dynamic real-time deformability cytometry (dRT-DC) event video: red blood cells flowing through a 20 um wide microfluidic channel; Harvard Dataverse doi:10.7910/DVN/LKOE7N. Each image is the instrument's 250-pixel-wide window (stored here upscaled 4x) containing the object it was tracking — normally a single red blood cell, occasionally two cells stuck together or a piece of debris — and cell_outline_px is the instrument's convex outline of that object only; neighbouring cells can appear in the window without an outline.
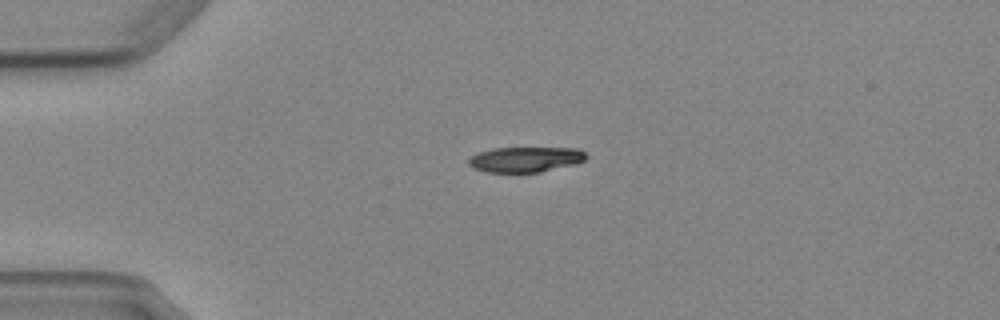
{"species": "Egyptian fruit bat (a non-hibernating species)", "species_latin": "Rousettus aegyptiacus", "temperature_condition": "cold", "stored_images_in_passage": 2, "camera_frame_rate_fps": 3000, "um_per_image_px": 0.085, "animal": {"sex": "female"}, "frame": {"image": 1, "passage_image": 1, "time_ms": 0.0, "image_size_px": [1000, 320], "cell_outline_px": [[588, 156], [584, 160], [576, 164], [540, 172], [484, 172], [472, 168], [468, 164], [468, 160], [472, 156], [480, 152], [492, 148], [576, 148], [584, 152]], "centroid_in_image_um": [44.66, 13.55], "position_along_channel_um": 40.3, "area_um2": 17.34}}